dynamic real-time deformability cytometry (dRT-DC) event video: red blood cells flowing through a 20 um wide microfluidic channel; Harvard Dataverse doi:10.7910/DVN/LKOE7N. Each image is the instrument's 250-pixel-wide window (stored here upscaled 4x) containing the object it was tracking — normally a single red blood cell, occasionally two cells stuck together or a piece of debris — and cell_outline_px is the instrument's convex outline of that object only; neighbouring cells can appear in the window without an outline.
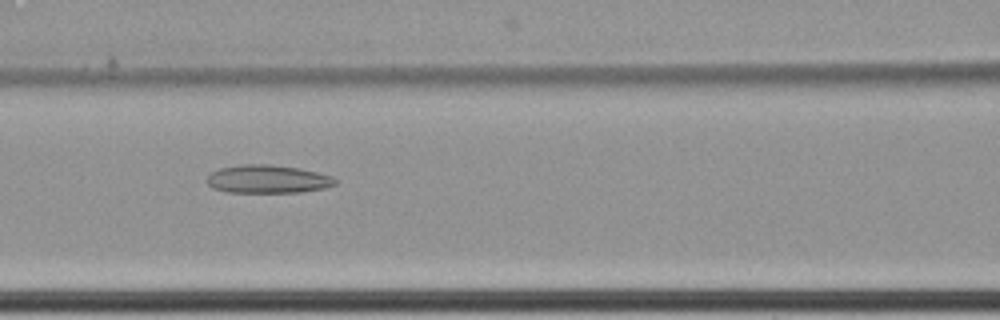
{"species": "common noctule bat (a hibernating species)", "species_latin": "Nyctalus noctula", "temperature_condition": "cold", "stored_images_in_passage": 58, "camera_frame_rate_fps": 3000, "um_per_image_px": 0.085, "animal": {"sex": "female", "body_mass_g": 22.7, "forearm_length_mm": 54.2}, "frame": {"image": 1, "passage_image": 25, "time_ms": 8.0, "image_size_px": [1000, 320], "cell_outline_px": [[336, 184], [324, 188], [300, 192], [228, 192], [212, 188], [208, 184], [208, 176], [212, 172], [220, 168], [240, 164], [272, 164], [300, 168], [332, 176], [336, 180]], "centroid_in_image_um": [22.75, 15.21], "position_along_channel_um": 143.8, "area_um2": 21.04}}
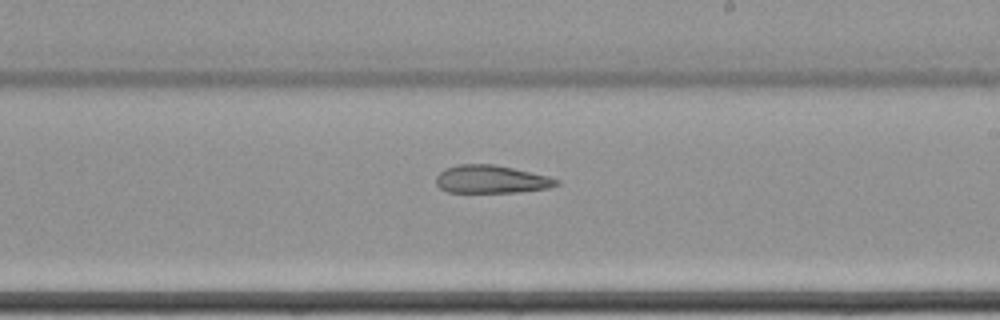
{"frame": {"image": 2, "passage_image": 34, "time_ms": 11.0, "image_size_px": [1000, 320], "cell_outline_px": [[560, 184], [548, 188], [516, 192], [448, 192], [440, 188], [436, 184], [436, 176], [444, 168], [456, 164], [496, 164], [548, 176], [560, 180]], "centroid_in_image_um": [41.74, 15.23], "position_along_channel_um": 247.3, "area_um2": 19.71}}
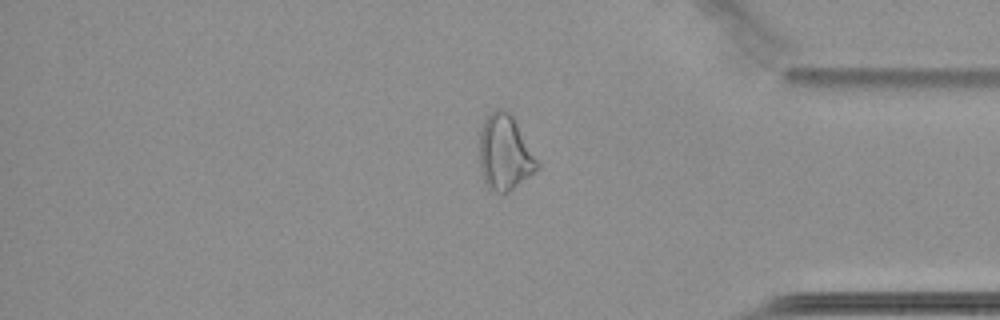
{"frame": {"image": 3, "passage_image": 48, "time_ms": 15.667, "image_size_px": [1000, 320], "cell_outline_px": [[540, 168], [508, 192], [496, 192], [488, 188], [484, 180], [480, 168], [480, 132], [484, 120], [496, 108], [504, 108], [512, 116], [540, 164]], "centroid_in_image_um": [42.9, 12.99], "position_along_channel_um": 392.3, "area_um2": 25.03}, "authors_computed_cell_mechanics": {"area_um2": 25.3453, "velocity_mm_per_s": 3.4565, "shape_relaxation_time_tau1_ms": null, "shape_relaxation_time_tau2_ms": 3.7076, "deformation_change_tau1": null, "deformation_change_tau2": 0.1167}}